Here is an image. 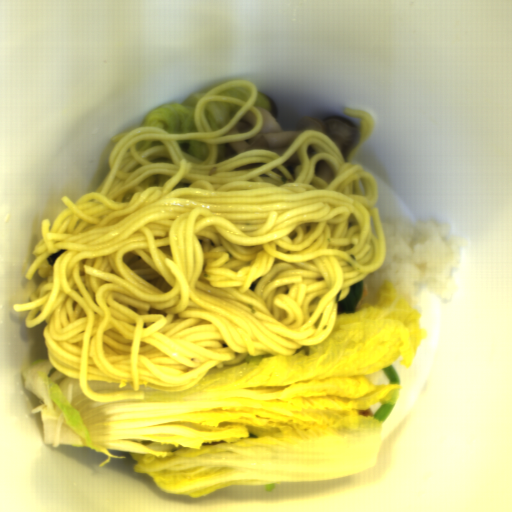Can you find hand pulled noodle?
Listing matches in <instances>:
<instances>
[{
    "mask_svg": "<svg viewBox=\"0 0 512 512\" xmlns=\"http://www.w3.org/2000/svg\"><path fill=\"white\" fill-rule=\"evenodd\" d=\"M243 85L251 90L247 102L219 95ZM257 98L254 82L228 81L195 104L196 132L140 126L113 136L109 172L96 191L75 203L64 195L68 207L51 230L43 219L25 279L38 271L46 281L12 310L28 311V328L46 321L50 364L79 379L91 400H142L141 387L190 390L211 369L248 355L289 356L319 346L351 285L384 264L377 177L352 163L374 133L371 114L345 111L361 121L346 158L331 138L309 130L282 155L245 150L216 163L217 145L261 131ZM215 100L243 106L218 131L204 115ZM249 110L257 121L252 130L222 136ZM190 139L208 146L205 162L177 142ZM140 140L164 144L138 151ZM310 145L318 153L307 157ZM295 151L302 164L294 180L282 164ZM323 160L334 175L330 185L314 176ZM253 162L265 164L234 170ZM87 381L128 383L133 391L103 395Z\"/></svg>",
    "mask_w": 512,
    "mask_h": 512,
    "instance_id": "obj_1",
    "label": "hand pulled noodle"
}]
</instances>
